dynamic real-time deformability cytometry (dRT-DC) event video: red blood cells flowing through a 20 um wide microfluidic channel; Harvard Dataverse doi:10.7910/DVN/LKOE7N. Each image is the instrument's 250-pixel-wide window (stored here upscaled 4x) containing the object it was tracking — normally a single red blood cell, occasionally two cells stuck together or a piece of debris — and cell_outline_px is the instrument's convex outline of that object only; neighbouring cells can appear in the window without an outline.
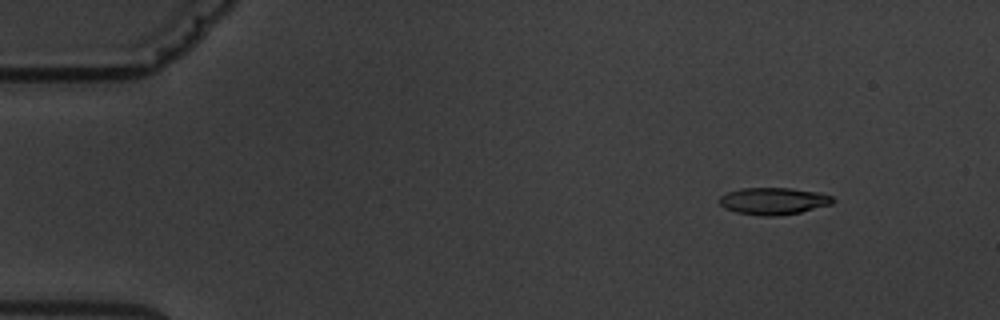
{"species": "common noctule bat (a hibernating species)", "species_latin": "Nyctalus noctula", "temperature_condition": "warm", "stored_images_in_passage": 4, "camera_frame_rate_fps": 3000, "um_per_image_px": 0.085, "animal": {"sex": "male", "body_mass_g": 19.5, "forearm_length_mm": 54.6}, "frame": {"image": 1, "passage_image": 1, "time_ms": 0.0, "image_size_px": [1000, 320], "cell_outline_px": [[836, 200], [832, 204], [800, 212], [776, 216], [760, 216], [736, 212], [724, 208], [720, 204], [720, 196], [728, 192], [740, 188], [792, 188], [816, 192], [832, 196]], "centroid_in_image_um": [65.74, 17.09], "position_along_channel_um": 19.3, "area_um2": 17.86}}
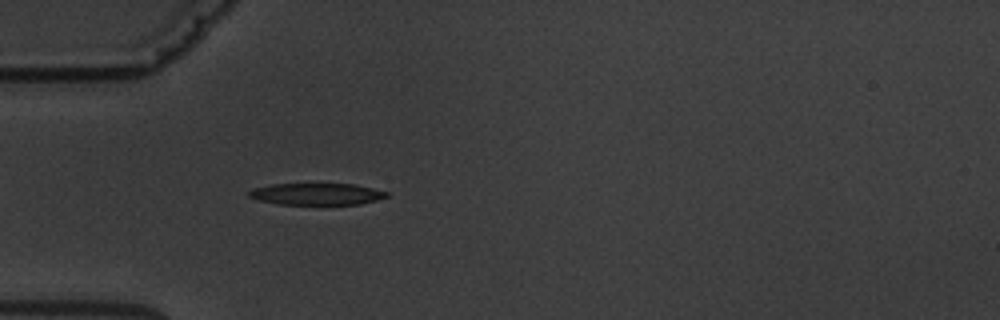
{"frame": {"image": 2, "passage_image": 4, "time_ms": 3.667, "image_size_px": [1000, 320], "cell_outline_px": [[388, 196], [376, 200], [360, 204], [280, 204], [260, 200], [248, 196], [248, 192], [256, 188], [272, 184], [356, 184], [388, 192]], "centroid_in_image_um": [26.95, 16.49], "position_along_channel_um": 58.0, "area_um2": 17.17}}